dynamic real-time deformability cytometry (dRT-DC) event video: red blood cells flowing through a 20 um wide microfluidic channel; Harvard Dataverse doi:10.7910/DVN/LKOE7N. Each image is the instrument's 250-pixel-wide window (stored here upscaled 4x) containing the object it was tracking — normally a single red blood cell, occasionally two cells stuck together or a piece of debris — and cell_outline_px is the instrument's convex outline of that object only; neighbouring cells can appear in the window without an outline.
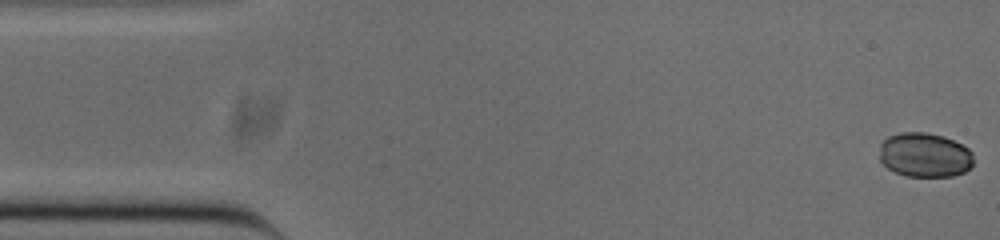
{"species": "common noctule bat (a hibernating species)", "species_latin": "Nyctalus noctula", "temperature_condition": "cold", "stored_images_in_passage": 52, "camera_frame_rate_fps": 3000, "um_per_image_px": 0.085, "animal": {"sex": "male", "body_mass_g": 20.0, "forearm_length_mm": 53.3}, "frame": {"image": 1, "passage_image": 1, "time_ms": 0.0, "image_size_px": [1000, 240], "cell_outline_px": [[972, 164], [964, 172], [952, 176], [904, 176], [888, 168], [880, 160], [880, 144], [888, 136], [900, 132], [924, 132], [944, 136], [968, 148], [972, 152]], "centroid_in_image_um": [78.58, 13.16], "position_along_channel_um": 6.4, "area_um2": 24.28}}
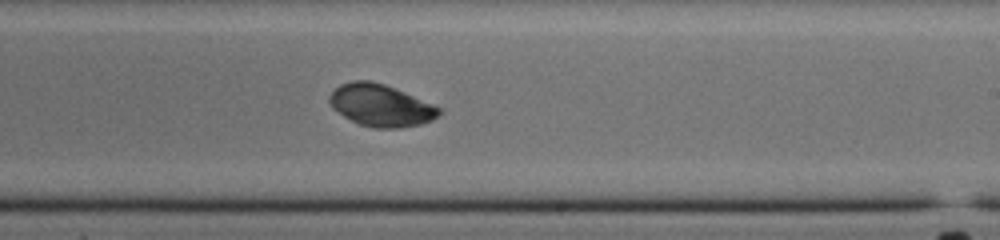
{"frame": {"image": 2, "passage_image": 30, "time_ms": 9.667, "image_size_px": [1000, 240], "cell_outline_px": [[444, 112], [432, 120], [420, 124], [400, 128], [372, 128], [360, 124], [344, 116], [332, 108], [328, 100], [328, 96], [340, 84], [352, 80], [368, 80], [384, 84], [404, 92], [432, 104], [440, 108]], "centroid_in_image_um": [32.35, 8.96], "position_along_channel_um": 256.6, "area_um2": 26.76}}
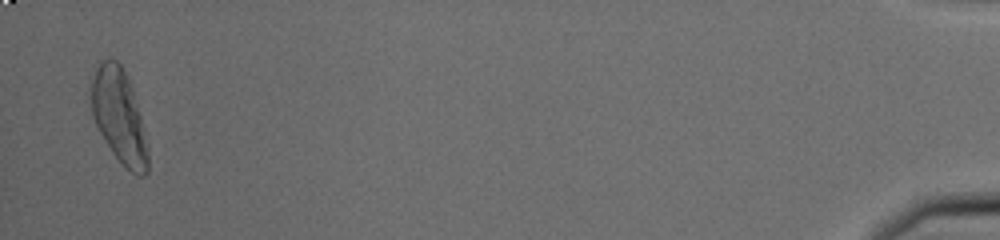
{"frame": {"image": 3, "passage_image": 51, "time_ms": 16.667, "image_size_px": [1000, 240], "cell_outline_px": [[148, 172], [144, 176], [136, 176], [112, 152], [100, 132], [92, 116], [92, 80], [96, 68], [100, 60], [108, 56], [112, 56], [120, 64], [132, 88], [140, 116], [148, 152]], "centroid_in_image_um": [10.12, 9.84], "position_along_channel_um": 425.1, "area_um2": 30.46}, "authors_computed_cell_mechanics": {"area_um2": 26.877, "velocity_mm_per_s": 3.8371, "shape_relaxation_time_tau1_ms": 2.2581, "shape_relaxation_time_tau2_ms": 3.3613, "deformation_change_tau1": 0.0416, "deformation_change_tau2": 0.0302}}